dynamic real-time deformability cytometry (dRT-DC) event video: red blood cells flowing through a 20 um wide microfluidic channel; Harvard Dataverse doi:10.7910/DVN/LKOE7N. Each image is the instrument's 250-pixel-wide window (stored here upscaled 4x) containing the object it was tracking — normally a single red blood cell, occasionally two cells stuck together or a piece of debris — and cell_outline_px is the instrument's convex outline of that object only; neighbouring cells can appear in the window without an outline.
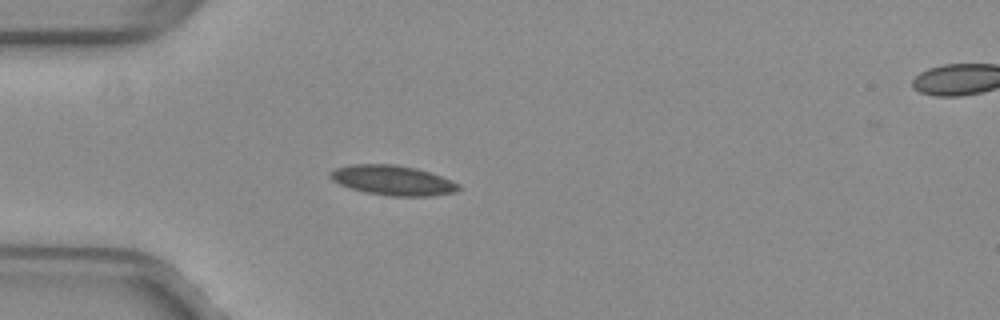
{"species": "common noctule bat (a hibernating species)", "species_latin": "Nyctalus noctula", "temperature_condition": "warm", "stored_images_in_passage": 38, "camera_frame_rate_fps": 3000, "um_per_image_px": 0.085, "animal": {"sex": "female", "body_mass_g": 29.2, "forearm_length_mm": 56.3}, "frame": {"image": 1, "passage_image": 1, "time_ms": 0.0, "image_size_px": [1000, 320], "cell_outline_px": [[460, 188], [456, 192], [432, 196], [388, 196], [364, 192], [340, 184], [332, 180], [328, 176], [328, 172], [332, 168], [348, 164], [392, 164], [416, 168], [452, 180], [460, 184]], "centroid_in_image_um": [33.34, 15.32], "position_along_channel_um": 51.7, "area_um2": 22.54}}
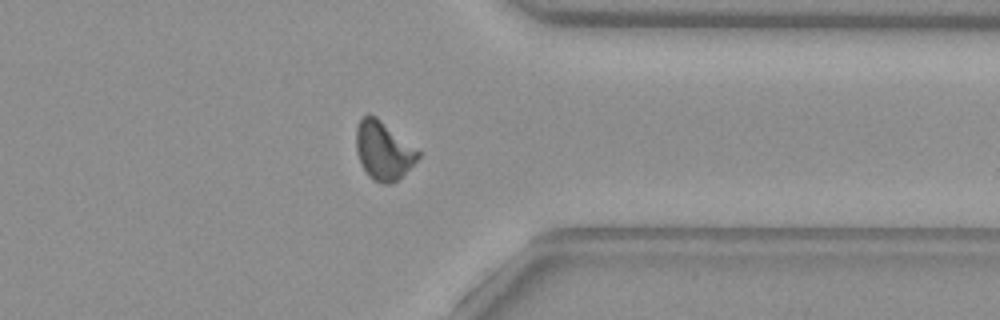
{"frame": {"image": 2, "passage_image": 27, "time_ms": 8.667, "image_size_px": [1000, 320], "cell_outline_px": [[420, 156], [392, 184], [384, 184], [372, 180], [368, 176], [360, 164], [356, 152], [356, 128], [360, 120], [368, 112], [376, 116], [420, 152]], "centroid_in_image_um": [32.53, 12.79], "position_along_channel_um": 378.9, "area_um2": 20.87}}
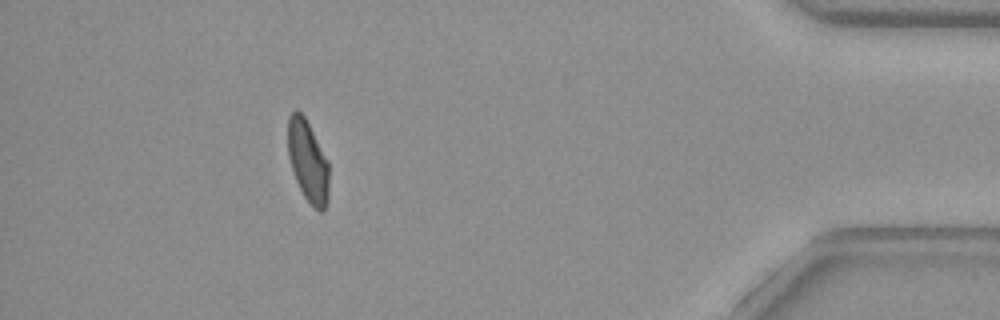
{"frame": {"image": 3, "passage_image": 33, "time_ms": 10.667, "image_size_px": [1000, 320], "cell_outline_px": [[328, 200], [324, 212], [320, 212], [304, 196], [296, 180], [288, 156], [288, 116], [296, 108], [304, 116], [328, 160]], "centroid_in_image_um": [26.17, 13.69], "position_along_channel_um": 409.0, "area_um2": 19.36}, "authors_computed_cell_mechanics": {"area_um2": 20.9814, "velocity_mm_per_s": 3.9776, "shape_relaxation_time_tau1_ms": null, "shape_relaxation_time_tau2_ms": 1.4672, "deformation_change_tau1": null, "deformation_change_tau2": 0.072}}